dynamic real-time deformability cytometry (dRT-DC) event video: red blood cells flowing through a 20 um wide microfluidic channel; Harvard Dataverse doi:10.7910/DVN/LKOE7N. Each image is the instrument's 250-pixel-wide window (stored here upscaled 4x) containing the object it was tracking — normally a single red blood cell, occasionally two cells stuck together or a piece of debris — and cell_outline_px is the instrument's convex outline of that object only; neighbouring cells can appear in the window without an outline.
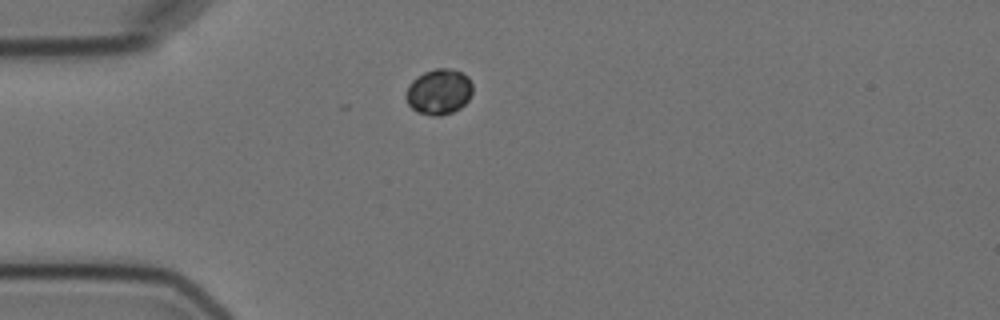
{"species": "Egyptian fruit bat (a non-hibernating species)", "species_latin": "Rousettus aegyptiacus", "temperature_condition": "cold", "stored_images_in_passage": 12, "camera_frame_rate_fps": 3000, "um_per_image_px": 0.085, "animal": {"sex": "female"}, "frame": {"image": 1, "passage_image": 1, "time_ms": 0.0, "image_size_px": [1000, 320], "cell_outline_px": [[472, 92], [468, 100], [460, 108], [452, 112], [440, 116], [432, 116], [416, 112], [408, 104], [404, 96], [408, 84], [416, 76], [424, 72], [436, 68], [452, 68], [468, 76], [472, 84]], "centroid_in_image_um": [37.28, 7.79], "position_along_channel_um": 47.7, "area_um2": 17.98}}
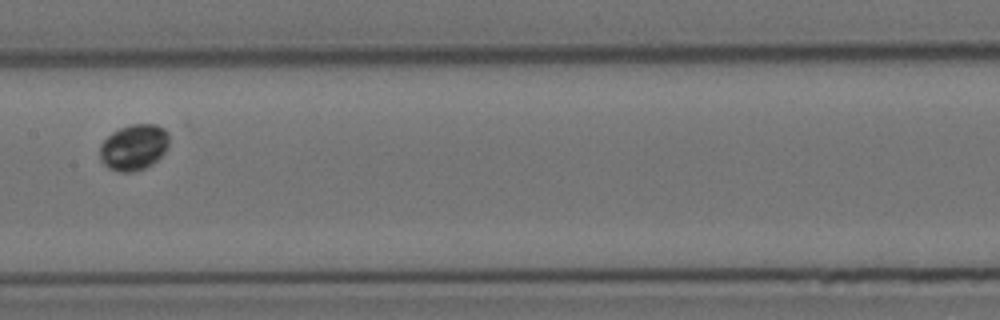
{"frame": {"image": 2, "passage_image": 5, "time_ms": 4.667, "image_size_px": [1000, 320], "cell_outline_px": [[168, 148], [152, 164], [144, 168], [132, 172], [120, 172], [108, 168], [100, 160], [100, 144], [112, 132], [120, 128], [132, 124], [156, 124], [164, 128], [168, 132]], "centroid_in_image_um": [11.37, 12.51], "position_along_channel_um": 196.0, "area_um2": 18.55}}
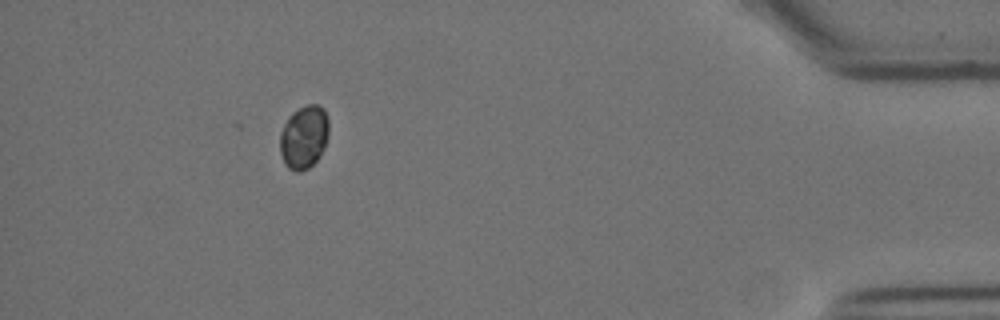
{"frame": {"image": 3, "passage_image": 11, "time_ms": 12.333, "image_size_px": [1000, 320], "cell_outline_px": [[328, 136], [324, 148], [320, 156], [308, 168], [300, 172], [296, 172], [288, 168], [284, 164], [280, 152], [280, 132], [288, 116], [292, 112], [308, 104], [320, 104], [324, 108], [328, 120]], "centroid_in_image_um": [25.83, 11.64], "position_along_channel_um": 409.4, "area_um2": 18.21}}